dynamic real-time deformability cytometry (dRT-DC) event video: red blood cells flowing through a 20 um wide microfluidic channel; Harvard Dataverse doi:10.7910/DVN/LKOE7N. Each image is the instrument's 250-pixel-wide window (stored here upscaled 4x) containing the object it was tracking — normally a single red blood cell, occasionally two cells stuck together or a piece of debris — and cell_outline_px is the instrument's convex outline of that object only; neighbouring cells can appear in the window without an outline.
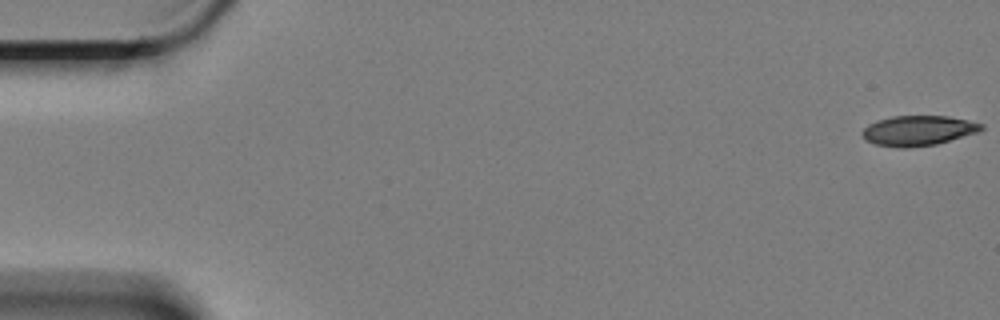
{"species": "Egyptian fruit bat (a non-hibernating species)", "species_latin": "Rousettus aegyptiacus", "temperature_condition": "cold", "stored_images_in_passage": 23, "camera_frame_rate_fps": 3000, "um_per_image_px": 0.085, "animal": {"sex": "female"}, "frame": {"image": 1, "passage_image": 1, "time_ms": 0.0, "image_size_px": [1000, 320], "cell_outline_px": [[984, 128], [980, 132], [936, 144], [908, 148], [896, 148], [876, 144], [864, 140], [860, 132], [868, 124], [876, 120], [892, 116], [948, 116], [968, 120], [984, 124]], "centroid_in_image_um": [78.03, 11.1], "position_along_channel_um": 7.0, "area_um2": 21.15}}
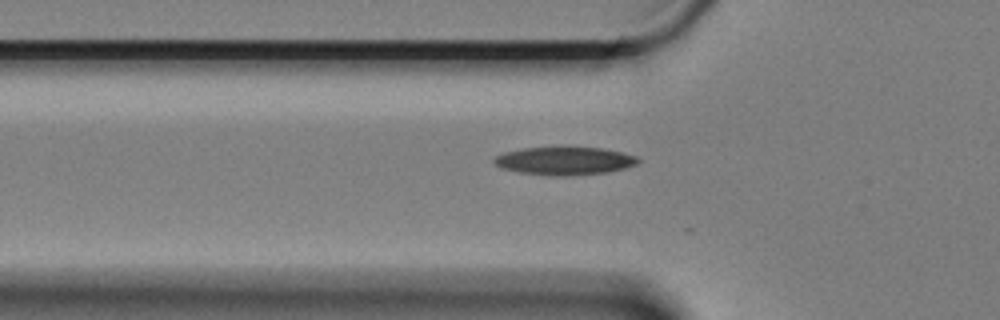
{"frame": {"image": 2, "passage_image": 20, "time_ms": 6.333, "image_size_px": [1000, 320], "cell_outline_px": [[640, 160], [636, 164], [624, 168], [608, 172], [564, 176], [552, 176], [520, 172], [500, 168], [492, 160], [496, 156], [504, 152], [524, 148], [600, 148], [620, 152], [636, 156]], "centroid_in_image_um": [47.96, 13.69], "position_along_channel_um": 77.8, "area_um2": 23.12}}